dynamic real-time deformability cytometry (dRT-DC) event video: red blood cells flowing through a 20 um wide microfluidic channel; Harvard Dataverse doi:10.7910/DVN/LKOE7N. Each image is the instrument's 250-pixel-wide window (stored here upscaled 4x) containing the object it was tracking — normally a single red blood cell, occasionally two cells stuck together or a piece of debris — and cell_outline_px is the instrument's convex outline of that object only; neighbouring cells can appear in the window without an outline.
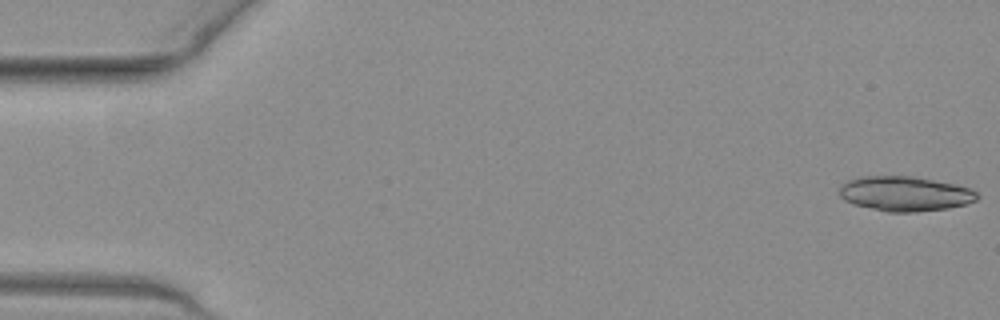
{"species": "common noctule bat (a hibernating species)", "species_latin": "Nyctalus noctula", "temperature_condition": "warm", "stored_images_in_passage": 14, "camera_frame_rate_fps": 3000, "um_per_image_px": 0.085, "animal": {"sex": "female", "body_mass_g": 19.3, "forearm_length_mm": 54.1}, "frame": {"image": 1, "passage_image": 1, "time_ms": 0.0, "image_size_px": [1000, 320], "cell_outline_px": [[980, 196], [976, 200], [964, 204], [948, 208], [916, 212], [888, 212], [852, 204], [844, 200], [840, 196], [840, 184], [848, 180], [860, 176], [912, 176], [956, 184], [968, 188], [976, 192]], "centroid_in_image_um": [76.89, 16.46], "position_along_channel_um": 8.1, "area_um2": 27.98}}
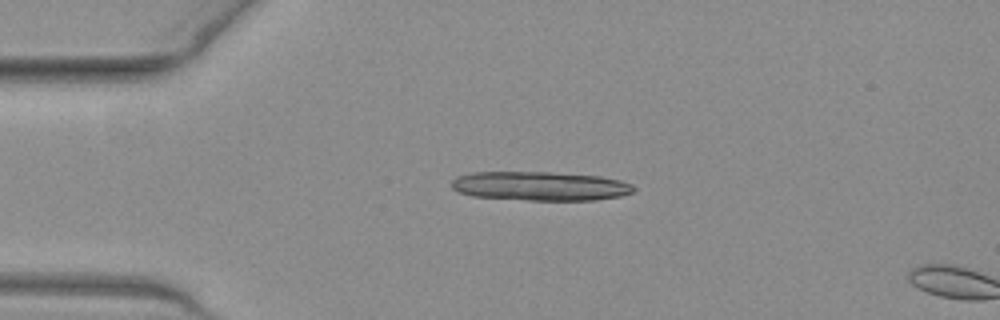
{"frame": {"image": 2, "passage_image": 12, "time_ms": 3.667, "image_size_px": [1000, 320], "cell_outline_px": [[636, 188], [632, 192], [620, 196], [596, 200], [528, 200], [472, 196], [460, 192], [452, 188], [452, 180], [456, 176], [472, 172], [552, 172], [600, 176], [620, 180], [632, 184]], "centroid_in_image_um": [45.92, 15.81], "position_along_channel_um": 39.1, "area_um2": 30.92}}